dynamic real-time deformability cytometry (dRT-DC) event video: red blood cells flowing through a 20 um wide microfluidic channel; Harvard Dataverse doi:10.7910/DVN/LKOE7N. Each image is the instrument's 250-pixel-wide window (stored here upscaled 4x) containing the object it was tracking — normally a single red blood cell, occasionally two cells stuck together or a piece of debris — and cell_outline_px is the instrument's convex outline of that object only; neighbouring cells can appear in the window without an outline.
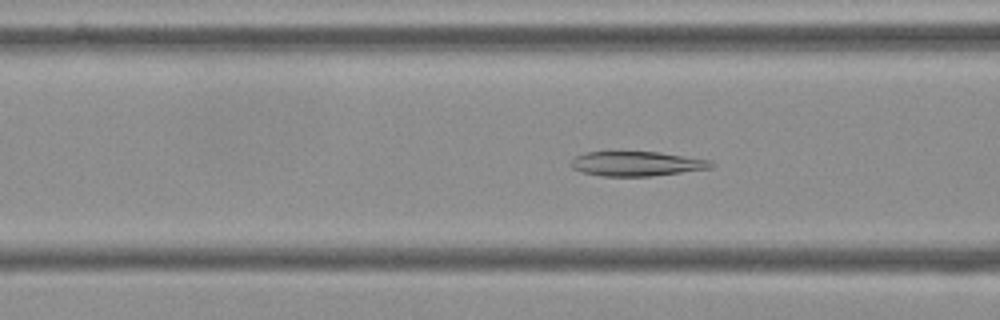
{"species": "Egyptian fruit bat (a non-hibernating species)", "species_latin": "Rousettus aegyptiacus", "temperature_condition": "cold", "stored_images_in_passage": 53, "camera_frame_rate_fps": 3000, "um_per_image_px": 0.085, "frame": {"image": 1, "passage_image": 19, "time_ms": 6.0, "image_size_px": [1000, 320], "cell_outline_px": [[716, 164], [712, 168], [648, 176], [600, 176], [584, 172], [572, 168], [568, 164], [576, 156], [584, 152], [660, 152], [708, 160]], "centroid_in_image_um": [54.08, 13.91], "position_along_channel_um": 112.5, "area_um2": 19.94}}
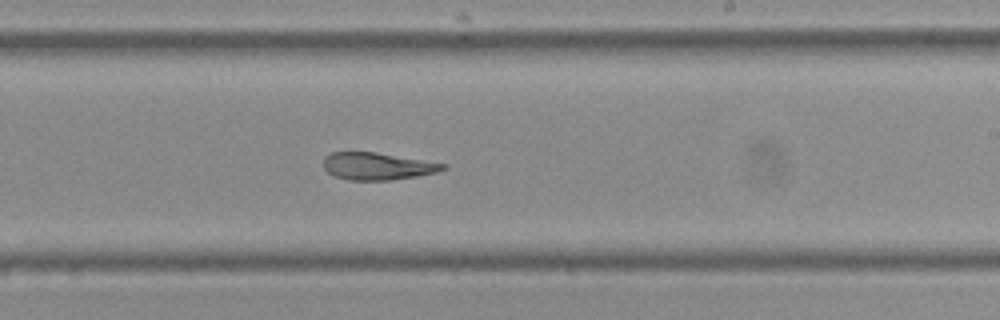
{"frame": {"image": 2, "passage_image": 31, "time_ms": 10.0, "image_size_px": [1000, 320], "cell_outline_px": [[448, 168], [436, 172], [416, 176], [392, 180], [348, 180], [332, 176], [324, 168], [324, 156], [332, 152], [376, 152], [448, 164]], "centroid_in_image_um": [32.07, 14.13], "position_along_channel_um": 256.9, "area_um2": 19.07}}
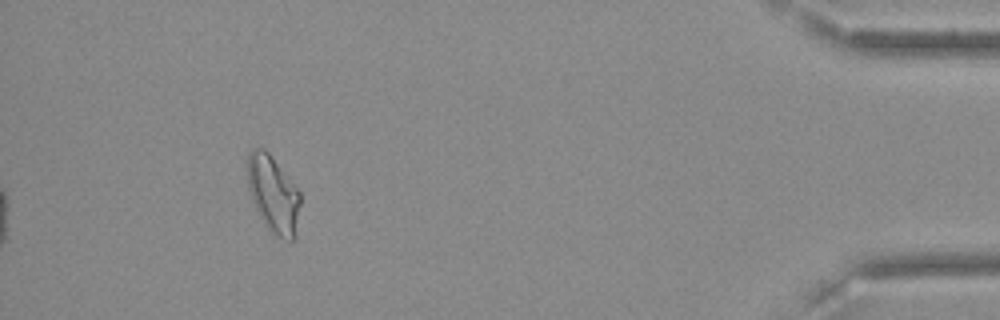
{"frame": {"image": 3, "passage_image": 49, "time_ms": 16.0, "image_size_px": [1000, 320], "cell_outline_px": [[300, 204], [292, 240], [284, 240], [276, 236], [264, 224], [252, 200], [248, 188], [248, 152], [252, 148], [264, 148], [268, 152], [300, 192]], "centroid_in_image_um": [23.2, 16.48], "position_along_channel_um": 412.0, "area_um2": 23.12}, "authors_computed_cell_mechanics": {"area_um2": 21.097, "velocity_mm_per_s": 3.6074, "shape_relaxation_time_tau1_ms": null, "shape_relaxation_time_tau2_ms": 7.2484, "deformation_change_tau1": null, "deformation_change_tau2": 0.1248}}